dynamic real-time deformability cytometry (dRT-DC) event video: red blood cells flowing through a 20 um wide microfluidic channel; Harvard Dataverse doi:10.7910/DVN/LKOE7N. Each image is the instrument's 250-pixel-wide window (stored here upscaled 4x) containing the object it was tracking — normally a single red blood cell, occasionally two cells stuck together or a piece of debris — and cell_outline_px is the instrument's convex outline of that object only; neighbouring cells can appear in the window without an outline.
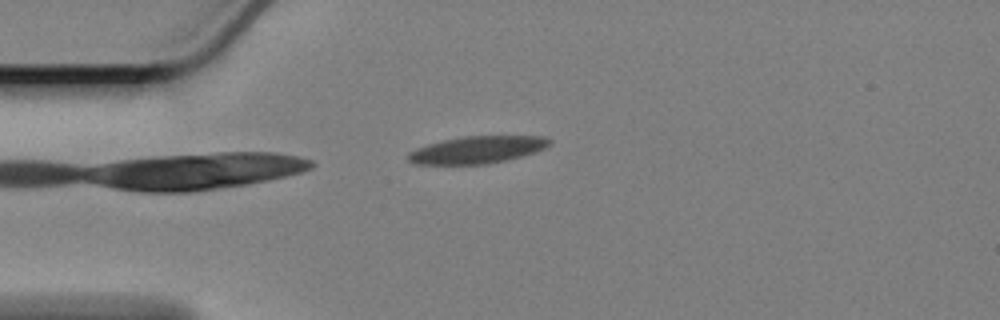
{"species": "Egyptian fruit bat (a non-hibernating species)", "species_latin": "Rousettus aegyptiacus", "temperature_condition": "cold", "stored_images_in_passage": 46, "camera_frame_rate_fps": 3000, "um_per_image_px": 0.085, "animal": {"sex": "female"}, "frame": {"image": 1, "passage_image": 1, "time_ms": 0.0, "image_size_px": [1000, 320], "cell_outline_px": [[552, 144], [544, 148], [520, 156], [504, 160], [484, 164], [416, 164], [408, 160], [408, 152], [416, 148], [428, 144], [444, 140], [464, 136], [544, 136], [552, 140]], "centroid_in_image_um": [40.55, 12.72], "position_along_channel_um": 44.4, "area_um2": 22.14}}
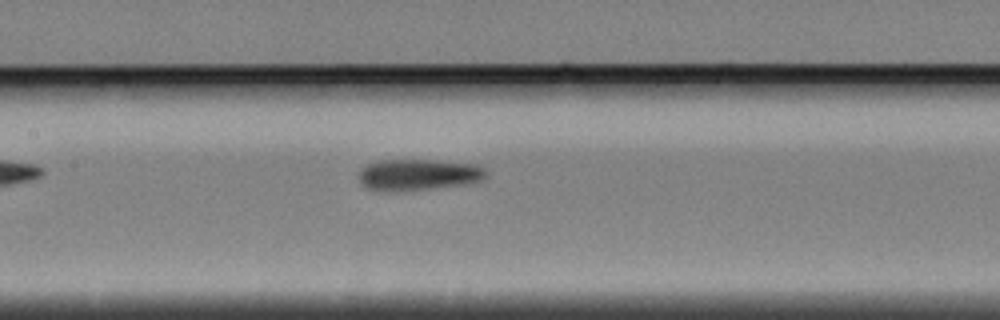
{"frame": {"image": 2, "passage_image": 14, "time_ms": 4.333, "image_size_px": [1000, 320], "cell_outline_px": [[488, 176], [484, 180], [464, 184], [428, 188], [368, 188], [360, 180], [360, 172], [368, 164], [380, 160], [432, 160], [476, 164], [484, 168], [488, 172]], "centroid_in_image_um": [35.71, 14.79], "position_along_channel_um": 171.7, "area_um2": 22.08}}
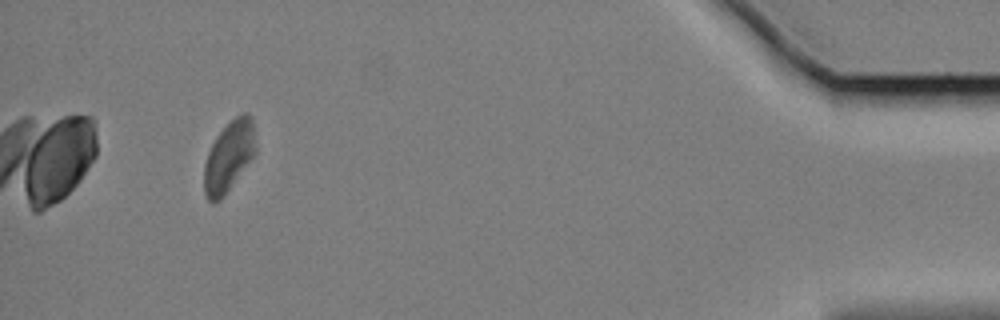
{"frame": {"image": 3, "passage_image": 42, "time_ms": 13.667, "image_size_px": [1000, 320], "cell_outline_px": [[256, 152], [224, 196], [220, 200], [212, 204], [208, 200], [204, 192], [204, 164], [208, 152], [216, 136], [236, 116], [244, 112], [248, 112], [252, 116], [256, 148]], "centroid_in_image_um": [19.45, 13.3], "position_along_channel_um": 415.7, "area_um2": 21.1}, "authors_computed_cell_mechanics": {"area_um2": 22.3397, "velocity_mm_per_s": 3.3381, "shape_relaxation_time_tau1_ms": 7.4372, "shape_relaxation_time_tau2_ms": null, "deformation_change_tau1": 0.1284, "deformation_change_tau2": null}}